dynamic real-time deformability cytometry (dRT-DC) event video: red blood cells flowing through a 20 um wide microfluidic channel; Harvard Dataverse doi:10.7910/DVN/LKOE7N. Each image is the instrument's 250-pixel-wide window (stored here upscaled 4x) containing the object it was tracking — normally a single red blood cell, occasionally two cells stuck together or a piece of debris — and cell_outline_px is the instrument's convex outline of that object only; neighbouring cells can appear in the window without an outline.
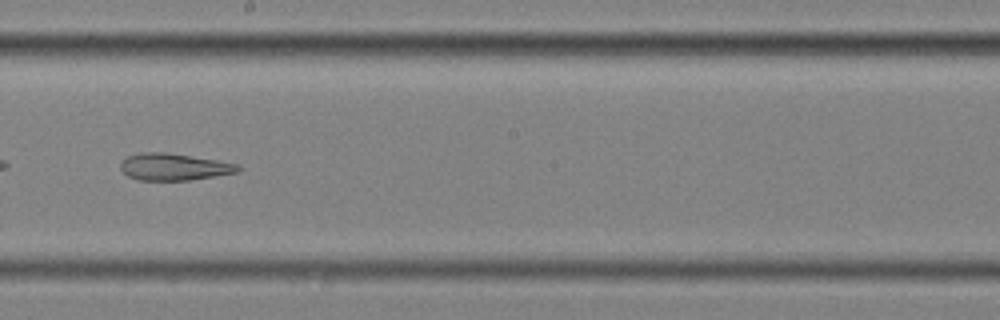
{"species": "common noctule bat (a hibernating species)", "species_latin": "Nyctalus noctula", "temperature_condition": "cold", "stored_images_in_passage": 55, "camera_frame_rate_fps": 3000, "um_per_image_px": 0.085, "animal": {"sex": "female", "body_mass_g": 25.1}, "frame": {"image": 1, "passage_image": 32, "time_ms": 10.333, "image_size_px": [1000, 320], "cell_outline_px": [[244, 168], [236, 172], [188, 180], [140, 180], [128, 176], [120, 168], [120, 164], [128, 156], [144, 152], [164, 152], [216, 160], [236, 164]], "centroid_in_image_um": [14.77, 14.18], "position_along_channel_um": 233.4, "area_um2": 18.03}, "authors_computed_cell_mechanics": {"area_um2": 25.721, "velocity_mm_per_s": 3.5024, "shape_relaxation_time_tau1_ms": null, "shape_relaxation_time_tau2_ms": 3.6384, "deformation_change_tau1": null, "deformation_change_tau2": 0.141}}